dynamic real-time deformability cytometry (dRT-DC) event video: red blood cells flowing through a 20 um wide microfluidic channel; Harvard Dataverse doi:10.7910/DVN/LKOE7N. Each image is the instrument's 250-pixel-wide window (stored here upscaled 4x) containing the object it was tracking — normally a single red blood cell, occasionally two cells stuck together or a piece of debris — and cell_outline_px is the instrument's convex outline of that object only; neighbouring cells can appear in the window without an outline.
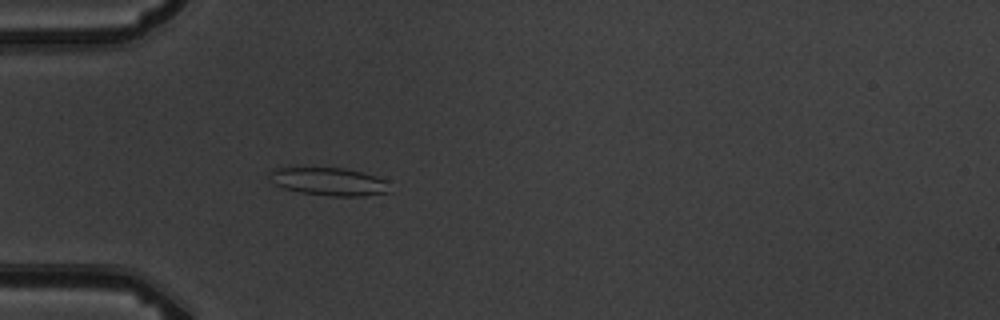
{"species": "common noctule bat (a hibernating species)", "species_latin": "Nyctalus noctula", "temperature_condition": "warm", "stored_images_in_passage": 6, "camera_frame_rate_fps": 3000, "um_per_image_px": 0.085, "animal": {"sex": "male", "body_mass_g": 19.5, "forearm_length_mm": 54.6}, "frame": {"image": 1, "passage_image": 6, "time_ms": 5.667, "image_size_px": [1000, 320], "cell_outline_px": [[392, 192], [364, 196], [332, 196], [300, 192], [284, 188], [276, 184], [268, 176], [268, 172], [276, 168], [344, 168], [364, 172], [388, 180]], "centroid_in_image_um": [28.04, 15.43], "position_along_channel_um": 57.0, "area_um2": 19.71}}